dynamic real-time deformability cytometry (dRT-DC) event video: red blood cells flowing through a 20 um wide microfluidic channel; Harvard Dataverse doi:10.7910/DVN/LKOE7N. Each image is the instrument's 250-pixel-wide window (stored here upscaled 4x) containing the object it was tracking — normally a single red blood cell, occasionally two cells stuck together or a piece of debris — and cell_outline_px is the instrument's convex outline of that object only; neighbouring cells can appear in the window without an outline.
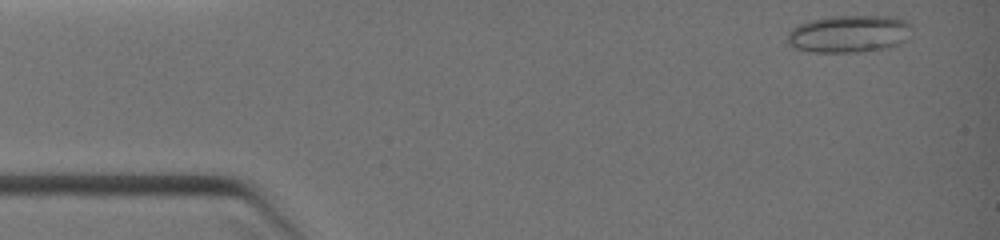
{"species": "common noctule bat (a hibernating species)", "species_latin": "Nyctalus noctula", "temperature_condition": "warm", "stored_images_in_passage": 48, "camera_frame_rate_fps": 3000, "um_per_image_px": 0.085, "animal": {"sex": "female", "body_mass_g": 19.0, "forearm_length_mm": 51.5}, "frame": {"image": 1, "passage_image": 3, "time_ms": 0.333, "image_size_px": [1000, 240], "cell_outline_px": [[912, 28], [892, 44], [884, 48], [856, 52], [812, 52], [792, 48], [788, 44], [788, 32], [792, 28], [808, 20], [828, 16], [896, 16], [912, 24]], "centroid_in_image_um": [72.04, 2.85], "position_along_channel_um": 13.0, "area_um2": 26.65}}
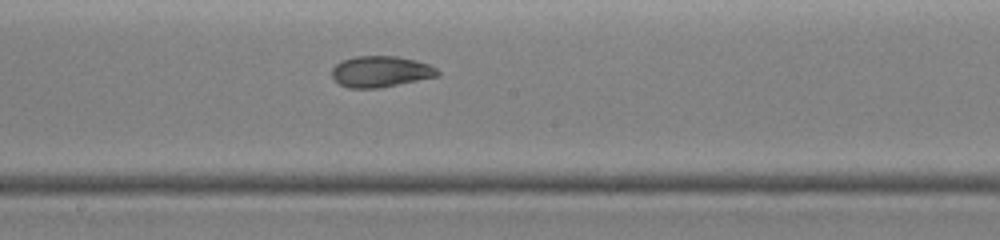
{"frame": {"image": 2, "passage_image": 35, "time_ms": 6.0, "image_size_px": [1000, 240], "cell_outline_px": [[440, 76], [380, 88], [348, 88], [332, 80], [332, 68], [340, 60], [356, 56], [396, 56], [416, 60], [428, 64], [436, 68], [440, 72]], "centroid_in_image_um": [32.34, 6.09], "position_along_channel_um": 215.9, "area_um2": 19.42}}
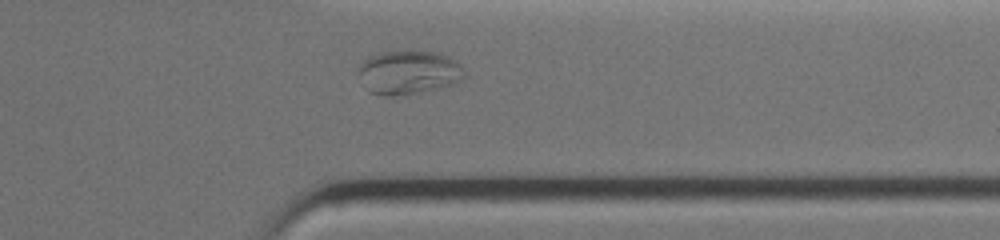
{"frame": {"image": 3, "passage_image": 44, "time_ms": 9.0, "image_size_px": [1000, 240], "cell_outline_px": [[468, 76], [464, 80], [456, 84], [416, 92], [392, 96], [380, 96], [368, 92], [364, 88], [356, 76], [360, 64], [368, 56], [380, 52], [432, 52], [456, 60], [464, 68]], "centroid_in_image_um": [34.7, 6.18], "position_along_channel_um": 376.7, "area_um2": 27.34}}